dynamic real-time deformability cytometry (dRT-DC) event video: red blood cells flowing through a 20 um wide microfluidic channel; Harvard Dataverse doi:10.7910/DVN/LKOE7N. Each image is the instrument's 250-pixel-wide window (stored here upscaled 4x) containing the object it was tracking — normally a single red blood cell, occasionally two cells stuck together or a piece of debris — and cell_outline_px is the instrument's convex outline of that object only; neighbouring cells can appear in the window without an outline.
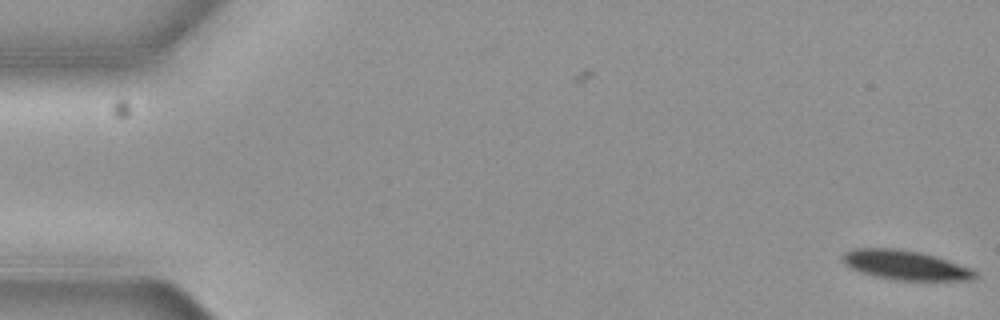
{"species": "common noctule bat (a hibernating species)", "species_latin": "Nyctalus noctula", "temperature_condition": "cold", "stored_images_in_passage": 4, "camera_frame_rate_fps": 3000, "um_per_image_px": 0.085, "animal": {"sex": "female", "body_mass_g": 19.3, "forearm_length_mm": 54.1}, "frame": {"image": 1, "passage_image": 1, "time_ms": 0.0, "image_size_px": [1000, 320], "cell_outline_px": [[980, 276], [976, 280], [896, 280], [872, 276], [860, 272], [844, 264], [840, 260], [840, 256], [844, 252], [852, 248], [896, 248], [920, 252], [936, 256], [972, 268]], "centroid_in_image_um": [76.95, 22.53], "position_along_channel_um": 8.1, "area_um2": 23.18}}